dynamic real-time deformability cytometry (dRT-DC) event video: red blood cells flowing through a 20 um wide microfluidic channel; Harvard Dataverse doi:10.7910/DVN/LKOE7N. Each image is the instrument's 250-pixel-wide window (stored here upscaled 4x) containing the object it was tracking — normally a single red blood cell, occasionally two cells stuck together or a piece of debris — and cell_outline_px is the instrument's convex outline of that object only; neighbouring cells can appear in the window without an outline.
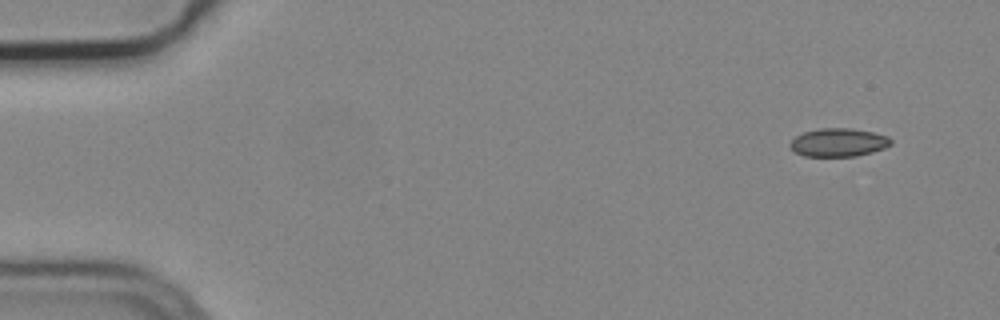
{"species": "common noctule bat (a hibernating species)", "species_latin": "Nyctalus noctula", "temperature_condition": "cold", "stored_images_in_passage": 6, "camera_frame_rate_fps": 3000, "um_per_image_px": 0.085, "animal": {"sex": "male", "body_mass_g": 19.2, "forearm_length_mm": 51.8}, "frame": {"image": 1, "passage_image": 1, "time_ms": 0.0, "image_size_px": [1000, 320], "cell_outline_px": [[892, 144], [884, 148], [872, 152], [856, 156], [804, 156], [796, 152], [788, 144], [796, 136], [804, 132], [820, 128], [852, 128], [872, 132], [888, 136], [892, 140]], "centroid_in_image_um": [71.29, 12.1], "position_along_channel_um": 13.7, "area_um2": 16.59}}
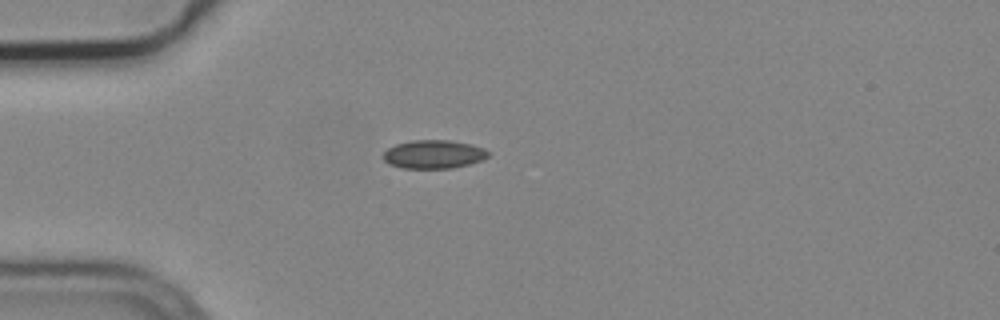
{"frame": {"image": 2, "passage_image": 4, "time_ms": 1.0, "image_size_px": [1000, 320], "cell_outline_px": [[488, 156], [484, 160], [452, 168], [400, 168], [388, 164], [384, 160], [384, 152], [388, 148], [396, 144], [412, 140], [448, 140], [472, 144], [484, 148], [488, 152]], "centroid_in_image_um": [36.86, 13.11], "position_along_channel_um": 48.1, "area_um2": 17.46}}
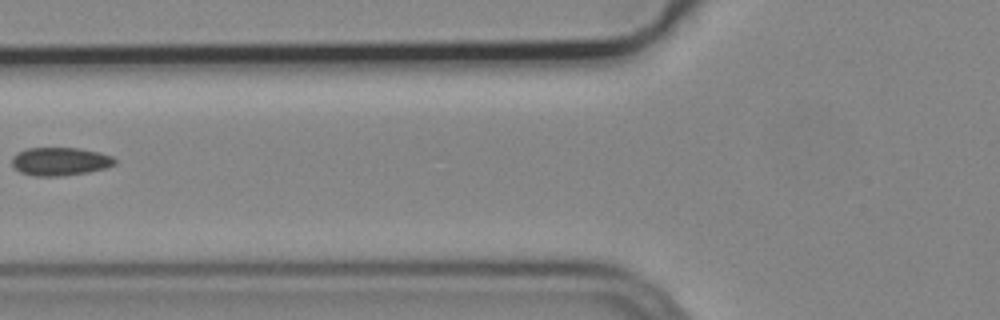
{"frame": {"image": 3, "passage_image": 6, "time_ms": 1.667, "image_size_px": [1000, 320], "cell_outline_px": [[116, 164], [108, 168], [88, 172], [64, 176], [36, 176], [20, 172], [12, 164], [12, 156], [16, 152], [24, 148], [80, 148], [100, 152], [112, 156], [116, 160]], "centroid_in_image_um": [5.12, 13.71], "position_along_channel_um": 120.7, "area_um2": 17.17}}